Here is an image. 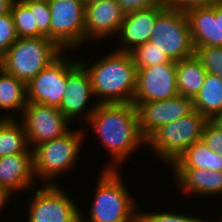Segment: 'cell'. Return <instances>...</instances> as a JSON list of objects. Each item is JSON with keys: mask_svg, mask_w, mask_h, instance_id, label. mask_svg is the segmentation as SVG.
I'll use <instances>...</instances> for the list:
<instances>
[{"mask_svg": "<svg viewBox=\"0 0 222 222\" xmlns=\"http://www.w3.org/2000/svg\"><path fill=\"white\" fill-rule=\"evenodd\" d=\"M125 13L160 5L164 0H116Z\"/></svg>", "mask_w": 222, "mask_h": 222, "instance_id": "33", "label": "cell"}, {"mask_svg": "<svg viewBox=\"0 0 222 222\" xmlns=\"http://www.w3.org/2000/svg\"><path fill=\"white\" fill-rule=\"evenodd\" d=\"M18 118L0 120V157L32 153L26 130Z\"/></svg>", "mask_w": 222, "mask_h": 222, "instance_id": "24", "label": "cell"}, {"mask_svg": "<svg viewBox=\"0 0 222 222\" xmlns=\"http://www.w3.org/2000/svg\"><path fill=\"white\" fill-rule=\"evenodd\" d=\"M120 172L121 169L100 171L89 219L80 210V222H138L139 203L130 195Z\"/></svg>", "mask_w": 222, "mask_h": 222, "instance_id": "3", "label": "cell"}, {"mask_svg": "<svg viewBox=\"0 0 222 222\" xmlns=\"http://www.w3.org/2000/svg\"><path fill=\"white\" fill-rule=\"evenodd\" d=\"M168 9L187 13L196 8L221 4L222 0H164Z\"/></svg>", "mask_w": 222, "mask_h": 222, "instance_id": "32", "label": "cell"}, {"mask_svg": "<svg viewBox=\"0 0 222 222\" xmlns=\"http://www.w3.org/2000/svg\"><path fill=\"white\" fill-rule=\"evenodd\" d=\"M28 9H34L38 31L51 40V15L47 0H27L22 2Z\"/></svg>", "mask_w": 222, "mask_h": 222, "instance_id": "28", "label": "cell"}, {"mask_svg": "<svg viewBox=\"0 0 222 222\" xmlns=\"http://www.w3.org/2000/svg\"><path fill=\"white\" fill-rule=\"evenodd\" d=\"M215 17H220L221 46H222V3L215 5Z\"/></svg>", "mask_w": 222, "mask_h": 222, "instance_id": "36", "label": "cell"}, {"mask_svg": "<svg viewBox=\"0 0 222 222\" xmlns=\"http://www.w3.org/2000/svg\"><path fill=\"white\" fill-rule=\"evenodd\" d=\"M38 188L27 204V222H80L78 203L60 183L41 184Z\"/></svg>", "mask_w": 222, "mask_h": 222, "instance_id": "9", "label": "cell"}, {"mask_svg": "<svg viewBox=\"0 0 222 222\" xmlns=\"http://www.w3.org/2000/svg\"><path fill=\"white\" fill-rule=\"evenodd\" d=\"M132 103L136 106L139 131L145 140L161 126L195 111L194 99L182 95L161 101Z\"/></svg>", "mask_w": 222, "mask_h": 222, "instance_id": "12", "label": "cell"}, {"mask_svg": "<svg viewBox=\"0 0 222 222\" xmlns=\"http://www.w3.org/2000/svg\"><path fill=\"white\" fill-rule=\"evenodd\" d=\"M36 181V182H34ZM35 179L33 169V154L18 153L0 157V186L12 193L34 189Z\"/></svg>", "mask_w": 222, "mask_h": 222, "instance_id": "17", "label": "cell"}, {"mask_svg": "<svg viewBox=\"0 0 222 222\" xmlns=\"http://www.w3.org/2000/svg\"><path fill=\"white\" fill-rule=\"evenodd\" d=\"M195 55L201 61L207 73L222 79V46H199L195 48Z\"/></svg>", "mask_w": 222, "mask_h": 222, "instance_id": "27", "label": "cell"}, {"mask_svg": "<svg viewBox=\"0 0 222 222\" xmlns=\"http://www.w3.org/2000/svg\"><path fill=\"white\" fill-rule=\"evenodd\" d=\"M2 59H3V55L0 54V69H3V67H2V61L3 60Z\"/></svg>", "mask_w": 222, "mask_h": 222, "instance_id": "38", "label": "cell"}, {"mask_svg": "<svg viewBox=\"0 0 222 222\" xmlns=\"http://www.w3.org/2000/svg\"><path fill=\"white\" fill-rule=\"evenodd\" d=\"M206 75L207 71L196 55L176 61V83L179 95L195 99Z\"/></svg>", "mask_w": 222, "mask_h": 222, "instance_id": "21", "label": "cell"}, {"mask_svg": "<svg viewBox=\"0 0 222 222\" xmlns=\"http://www.w3.org/2000/svg\"><path fill=\"white\" fill-rule=\"evenodd\" d=\"M215 121L222 126V113L215 119Z\"/></svg>", "mask_w": 222, "mask_h": 222, "instance_id": "37", "label": "cell"}, {"mask_svg": "<svg viewBox=\"0 0 222 222\" xmlns=\"http://www.w3.org/2000/svg\"><path fill=\"white\" fill-rule=\"evenodd\" d=\"M14 1H17V2H24V1H27V0H14Z\"/></svg>", "mask_w": 222, "mask_h": 222, "instance_id": "39", "label": "cell"}, {"mask_svg": "<svg viewBox=\"0 0 222 222\" xmlns=\"http://www.w3.org/2000/svg\"><path fill=\"white\" fill-rule=\"evenodd\" d=\"M64 55V56H63ZM27 84V102L59 107L66 92L67 69L76 61L63 53Z\"/></svg>", "mask_w": 222, "mask_h": 222, "instance_id": "11", "label": "cell"}, {"mask_svg": "<svg viewBox=\"0 0 222 222\" xmlns=\"http://www.w3.org/2000/svg\"><path fill=\"white\" fill-rule=\"evenodd\" d=\"M194 107L208 120H215L222 113V79L219 76L207 73L194 99Z\"/></svg>", "mask_w": 222, "mask_h": 222, "instance_id": "23", "label": "cell"}, {"mask_svg": "<svg viewBox=\"0 0 222 222\" xmlns=\"http://www.w3.org/2000/svg\"><path fill=\"white\" fill-rule=\"evenodd\" d=\"M26 104V84L2 70L0 72V111H5V114L1 117L5 119L17 118V115L14 116L15 114L12 112H18L19 110V115L22 114Z\"/></svg>", "mask_w": 222, "mask_h": 222, "instance_id": "22", "label": "cell"}, {"mask_svg": "<svg viewBox=\"0 0 222 222\" xmlns=\"http://www.w3.org/2000/svg\"><path fill=\"white\" fill-rule=\"evenodd\" d=\"M179 95L176 61L137 69L133 102H152Z\"/></svg>", "mask_w": 222, "mask_h": 222, "instance_id": "14", "label": "cell"}, {"mask_svg": "<svg viewBox=\"0 0 222 222\" xmlns=\"http://www.w3.org/2000/svg\"><path fill=\"white\" fill-rule=\"evenodd\" d=\"M207 147L222 156V126L215 120H208L204 126L202 139Z\"/></svg>", "mask_w": 222, "mask_h": 222, "instance_id": "31", "label": "cell"}, {"mask_svg": "<svg viewBox=\"0 0 222 222\" xmlns=\"http://www.w3.org/2000/svg\"><path fill=\"white\" fill-rule=\"evenodd\" d=\"M12 195H15V194H13L9 189L0 186V211L4 209L8 201L12 200L10 199Z\"/></svg>", "mask_w": 222, "mask_h": 222, "instance_id": "34", "label": "cell"}, {"mask_svg": "<svg viewBox=\"0 0 222 222\" xmlns=\"http://www.w3.org/2000/svg\"><path fill=\"white\" fill-rule=\"evenodd\" d=\"M63 52L47 37L18 38L3 55L2 67L27 84Z\"/></svg>", "mask_w": 222, "mask_h": 222, "instance_id": "5", "label": "cell"}, {"mask_svg": "<svg viewBox=\"0 0 222 222\" xmlns=\"http://www.w3.org/2000/svg\"><path fill=\"white\" fill-rule=\"evenodd\" d=\"M86 124L112 157V162L102 169L119 170L138 148L146 145L139 131L137 109L133 103H98Z\"/></svg>", "mask_w": 222, "mask_h": 222, "instance_id": "1", "label": "cell"}, {"mask_svg": "<svg viewBox=\"0 0 222 222\" xmlns=\"http://www.w3.org/2000/svg\"><path fill=\"white\" fill-rule=\"evenodd\" d=\"M14 0H0V16L11 12Z\"/></svg>", "mask_w": 222, "mask_h": 222, "instance_id": "35", "label": "cell"}, {"mask_svg": "<svg viewBox=\"0 0 222 222\" xmlns=\"http://www.w3.org/2000/svg\"><path fill=\"white\" fill-rule=\"evenodd\" d=\"M126 13L116 0L85 1V43L117 36ZM110 36V37H109Z\"/></svg>", "mask_w": 222, "mask_h": 222, "instance_id": "15", "label": "cell"}, {"mask_svg": "<svg viewBox=\"0 0 222 222\" xmlns=\"http://www.w3.org/2000/svg\"><path fill=\"white\" fill-rule=\"evenodd\" d=\"M47 1L51 15V40L64 52L80 48L85 44V0Z\"/></svg>", "mask_w": 222, "mask_h": 222, "instance_id": "8", "label": "cell"}, {"mask_svg": "<svg viewBox=\"0 0 222 222\" xmlns=\"http://www.w3.org/2000/svg\"><path fill=\"white\" fill-rule=\"evenodd\" d=\"M18 38L11 13L0 16V54L4 55Z\"/></svg>", "mask_w": 222, "mask_h": 222, "instance_id": "30", "label": "cell"}, {"mask_svg": "<svg viewBox=\"0 0 222 222\" xmlns=\"http://www.w3.org/2000/svg\"><path fill=\"white\" fill-rule=\"evenodd\" d=\"M129 53L137 69L172 62L164 52L156 48L150 41L135 47Z\"/></svg>", "mask_w": 222, "mask_h": 222, "instance_id": "26", "label": "cell"}, {"mask_svg": "<svg viewBox=\"0 0 222 222\" xmlns=\"http://www.w3.org/2000/svg\"><path fill=\"white\" fill-rule=\"evenodd\" d=\"M138 222H210V220L202 219L196 216H189L183 213H175L170 211L163 212H138Z\"/></svg>", "mask_w": 222, "mask_h": 222, "instance_id": "29", "label": "cell"}, {"mask_svg": "<svg viewBox=\"0 0 222 222\" xmlns=\"http://www.w3.org/2000/svg\"><path fill=\"white\" fill-rule=\"evenodd\" d=\"M90 98H95L90 76L77 58V61L67 69L66 92L58 108L70 122L78 116H82L81 119L87 122L98 105L95 101L92 104ZM88 102L92 106H89Z\"/></svg>", "mask_w": 222, "mask_h": 222, "instance_id": "13", "label": "cell"}, {"mask_svg": "<svg viewBox=\"0 0 222 222\" xmlns=\"http://www.w3.org/2000/svg\"><path fill=\"white\" fill-rule=\"evenodd\" d=\"M85 61H84V60ZM79 62L89 73L97 103H132L136 89L137 68L130 53L113 50L94 63Z\"/></svg>", "mask_w": 222, "mask_h": 222, "instance_id": "2", "label": "cell"}, {"mask_svg": "<svg viewBox=\"0 0 222 222\" xmlns=\"http://www.w3.org/2000/svg\"><path fill=\"white\" fill-rule=\"evenodd\" d=\"M26 130L30 148L63 136L70 130V122L58 107L27 102L19 116Z\"/></svg>", "mask_w": 222, "mask_h": 222, "instance_id": "10", "label": "cell"}, {"mask_svg": "<svg viewBox=\"0 0 222 222\" xmlns=\"http://www.w3.org/2000/svg\"><path fill=\"white\" fill-rule=\"evenodd\" d=\"M150 42L172 61L195 55L188 17L183 12L166 8L156 19Z\"/></svg>", "mask_w": 222, "mask_h": 222, "instance_id": "7", "label": "cell"}, {"mask_svg": "<svg viewBox=\"0 0 222 222\" xmlns=\"http://www.w3.org/2000/svg\"><path fill=\"white\" fill-rule=\"evenodd\" d=\"M10 13L19 38L44 37L37 29L34 9H28L22 2L14 1Z\"/></svg>", "mask_w": 222, "mask_h": 222, "instance_id": "25", "label": "cell"}, {"mask_svg": "<svg viewBox=\"0 0 222 222\" xmlns=\"http://www.w3.org/2000/svg\"><path fill=\"white\" fill-rule=\"evenodd\" d=\"M180 193L196 196L222 195V172L207 169H172Z\"/></svg>", "mask_w": 222, "mask_h": 222, "instance_id": "18", "label": "cell"}, {"mask_svg": "<svg viewBox=\"0 0 222 222\" xmlns=\"http://www.w3.org/2000/svg\"><path fill=\"white\" fill-rule=\"evenodd\" d=\"M207 121L195 110L188 116L161 126L146 140V146L160 161L170 166L189 146L202 139Z\"/></svg>", "mask_w": 222, "mask_h": 222, "instance_id": "6", "label": "cell"}, {"mask_svg": "<svg viewBox=\"0 0 222 222\" xmlns=\"http://www.w3.org/2000/svg\"><path fill=\"white\" fill-rule=\"evenodd\" d=\"M86 131L82 127L79 130L70 129L61 137L33 147V169L36 180H44V184H58L56 182L58 177L67 174L77 163L82 144L85 142L84 138L87 137Z\"/></svg>", "mask_w": 222, "mask_h": 222, "instance_id": "4", "label": "cell"}, {"mask_svg": "<svg viewBox=\"0 0 222 222\" xmlns=\"http://www.w3.org/2000/svg\"><path fill=\"white\" fill-rule=\"evenodd\" d=\"M165 1L150 8L126 13L116 38L115 50L129 53L135 47L150 41L157 17L166 9Z\"/></svg>", "mask_w": 222, "mask_h": 222, "instance_id": "16", "label": "cell"}, {"mask_svg": "<svg viewBox=\"0 0 222 222\" xmlns=\"http://www.w3.org/2000/svg\"><path fill=\"white\" fill-rule=\"evenodd\" d=\"M170 166L171 169H207L222 172V156L199 140L180 154Z\"/></svg>", "mask_w": 222, "mask_h": 222, "instance_id": "20", "label": "cell"}, {"mask_svg": "<svg viewBox=\"0 0 222 222\" xmlns=\"http://www.w3.org/2000/svg\"><path fill=\"white\" fill-rule=\"evenodd\" d=\"M186 15L194 48L221 46L220 17H215V5L192 9Z\"/></svg>", "mask_w": 222, "mask_h": 222, "instance_id": "19", "label": "cell"}]
</instances>
